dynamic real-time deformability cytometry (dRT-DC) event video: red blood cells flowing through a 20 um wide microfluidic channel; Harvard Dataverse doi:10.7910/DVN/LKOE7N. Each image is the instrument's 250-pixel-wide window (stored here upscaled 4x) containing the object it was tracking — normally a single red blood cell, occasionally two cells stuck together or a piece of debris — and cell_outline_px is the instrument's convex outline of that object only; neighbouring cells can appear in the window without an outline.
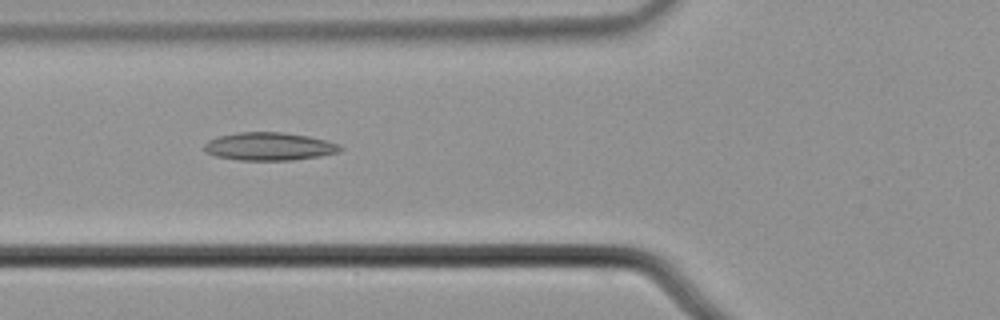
{"species": "common noctule bat (a hibernating species)", "species_latin": "Nyctalus noctula", "temperature_condition": "cold", "stored_images_in_passage": 15, "camera_frame_rate_fps": 3000, "um_per_image_px": 0.085, "animal": {"sex": "male", "body_mass_g": 21.5, "forearm_length_mm": 52.0}, "frame": {"image": 1, "passage_image": 9, "time_ms": 2.667, "image_size_px": [1000, 320], "cell_outline_px": [[344, 148], [340, 152], [320, 156], [292, 160], [240, 160], [216, 156], [204, 152], [204, 144], [208, 140], [216, 136], [236, 132], [284, 132], [308, 136], [340, 144]], "centroid_in_image_um": [22.87, 12.44], "position_along_channel_um": 102.9, "area_um2": 22.37}}
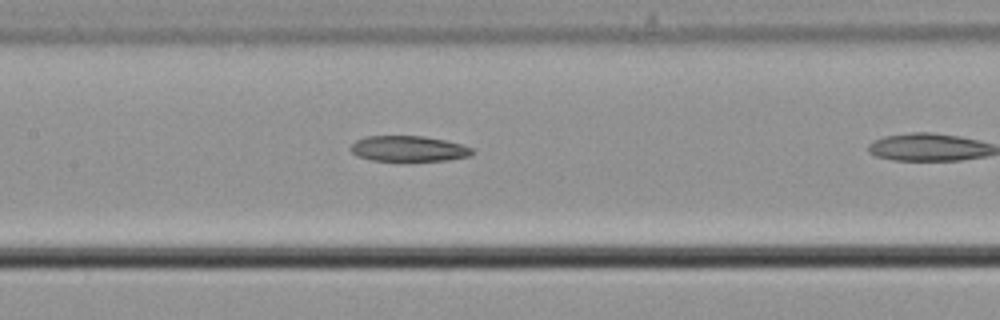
{"frame": {"image": 2, "passage_image": 11, "time_ms": 3.333, "image_size_px": [1000, 320], "cell_outline_px": [[476, 152], [468, 156], [448, 160], [372, 160], [356, 156], [348, 148], [356, 140], [364, 136], [424, 136], [444, 140], [460, 144], [472, 148]], "centroid_in_image_um": [34.69, 12.63], "position_along_channel_um": 172.7, "area_um2": 18.03}}